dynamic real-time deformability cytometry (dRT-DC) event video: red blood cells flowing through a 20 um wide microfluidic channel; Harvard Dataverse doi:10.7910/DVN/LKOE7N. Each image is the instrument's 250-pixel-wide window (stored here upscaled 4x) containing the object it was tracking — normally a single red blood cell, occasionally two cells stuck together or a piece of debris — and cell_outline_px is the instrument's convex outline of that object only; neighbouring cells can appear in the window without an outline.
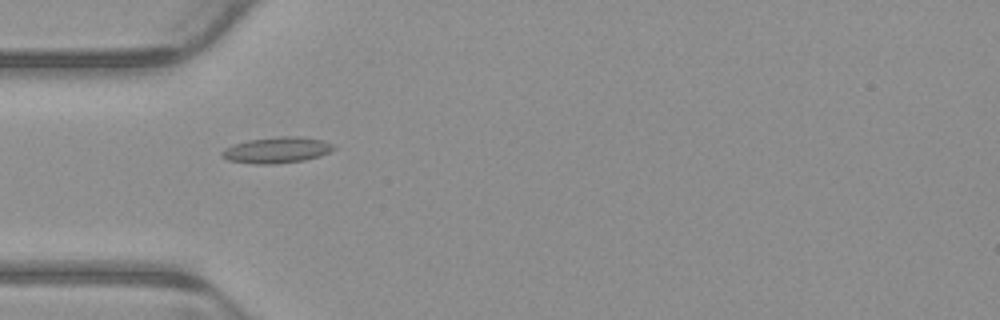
{"species": "common noctule bat (a hibernating species)", "species_latin": "Nyctalus noctula", "temperature_condition": "warm", "stored_images_in_passage": 6, "camera_frame_rate_fps": 3000, "um_per_image_px": 0.085, "animal": {"sex": "male", "body_mass_g": 23.1, "forearm_length_mm": 52.7}, "frame": {"image": 1, "passage_image": 5, "time_ms": 1.333, "image_size_px": [1000, 320], "cell_outline_px": [[336, 148], [320, 156], [304, 160], [272, 164], [252, 164], [228, 160], [220, 156], [220, 152], [224, 148], [232, 144], [248, 140], [280, 136], [300, 136], [324, 140], [332, 144]], "centroid_in_image_um": [23.49, 12.75], "position_along_channel_um": 61.5, "area_um2": 17.11}}
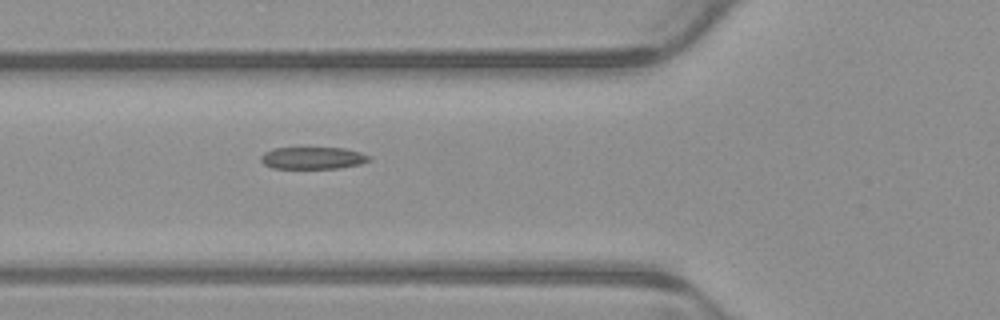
{"frame": {"image": 2, "passage_image": 6, "time_ms": 1.667, "image_size_px": [1000, 320], "cell_outline_px": [[372, 160], [360, 164], [340, 168], [272, 168], [264, 164], [260, 160], [260, 156], [264, 152], [272, 148], [344, 148], [360, 152], [372, 156]], "centroid_in_image_um": [26.6, 13.43], "position_along_channel_um": 99.2, "area_um2": 14.05}}